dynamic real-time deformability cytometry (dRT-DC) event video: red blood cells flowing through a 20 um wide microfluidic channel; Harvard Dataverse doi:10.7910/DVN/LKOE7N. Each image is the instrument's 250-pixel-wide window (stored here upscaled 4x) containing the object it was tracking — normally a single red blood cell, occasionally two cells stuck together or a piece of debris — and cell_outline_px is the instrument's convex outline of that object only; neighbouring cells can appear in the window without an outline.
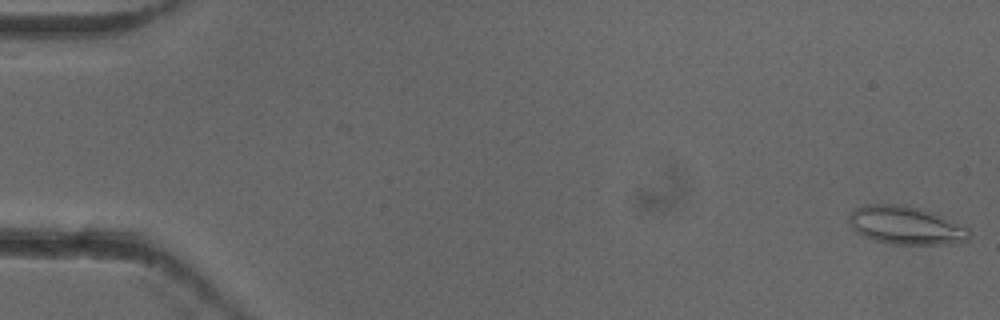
{"species": "common noctule bat (a hibernating species)", "species_latin": "Nyctalus noctula", "temperature_condition": "cold", "stored_images_in_passage": 53, "camera_frame_rate_fps": 3000, "um_per_image_px": 0.085, "animal": {"sex": "female"}, "frame": {"image": 1, "passage_image": 1, "time_ms": 0.0, "image_size_px": [1000, 320], "cell_outline_px": [[972, 236], [968, 240], [948, 244], [892, 244], [872, 240], [856, 232], [852, 228], [848, 220], [848, 212], [864, 204], [896, 204], [916, 208], [932, 212], [968, 228]], "centroid_in_image_um": [76.95, 19.16], "position_along_channel_um": 8.1, "area_um2": 26.76}}
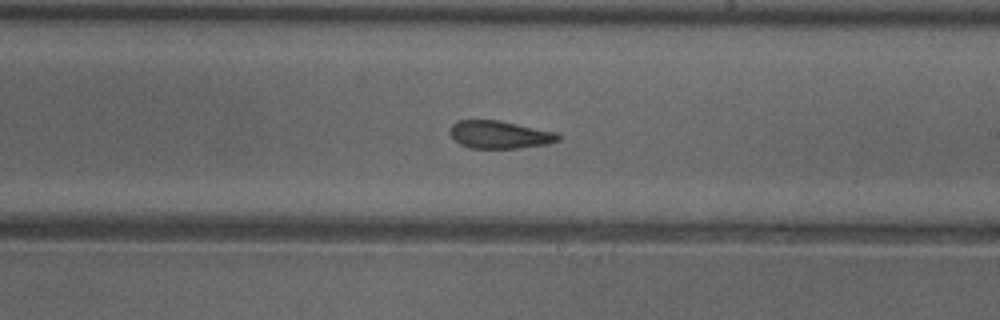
{"frame": {"image": 2, "passage_image": 31, "time_ms": 10.0, "image_size_px": [1000, 320], "cell_outline_px": [[560, 140], [548, 144], [516, 148], [468, 148], [460, 144], [448, 132], [452, 124], [460, 120], [500, 120], [560, 132]], "centroid_in_image_um": [42.51, 11.44], "position_along_channel_um": 246.5, "area_um2": 17.74}}
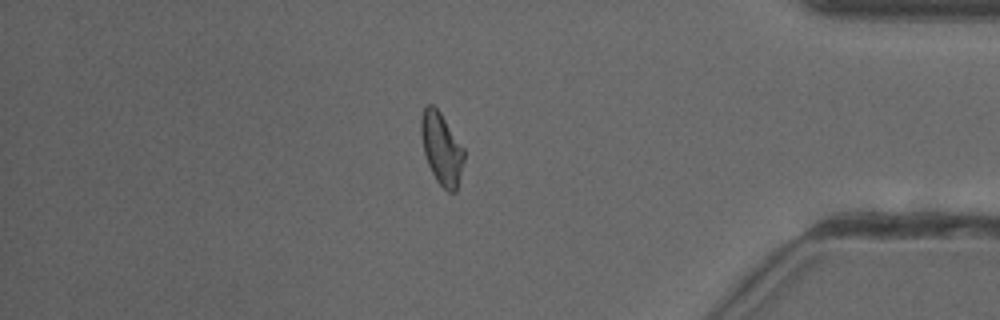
{"frame": {"image": 3, "passage_image": 45, "time_ms": 14.667, "image_size_px": [1000, 320], "cell_outline_px": [[464, 160], [456, 192], [448, 192], [436, 180], [428, 164], [424, 152], [420, 132], [420, 120], [424, 108], [428, 104], [432, 104], [440, 112], [464, 148]], "centroid_in_image_um": [37.53, 12.63], "position_along_channel_um": 397.7, "area_um2": 17.86}, "authors_computed_cell_mechanics": {"area_um2": 18.6116, "velocity_mm_per_s": 3.941, "shape_relaxation_time_tau1_ms": null, "shape_relaxation_time_tau2_ms": 2.6956, "deformation_change_tau1": null, "deformation_change_tau2": 0.1111}}